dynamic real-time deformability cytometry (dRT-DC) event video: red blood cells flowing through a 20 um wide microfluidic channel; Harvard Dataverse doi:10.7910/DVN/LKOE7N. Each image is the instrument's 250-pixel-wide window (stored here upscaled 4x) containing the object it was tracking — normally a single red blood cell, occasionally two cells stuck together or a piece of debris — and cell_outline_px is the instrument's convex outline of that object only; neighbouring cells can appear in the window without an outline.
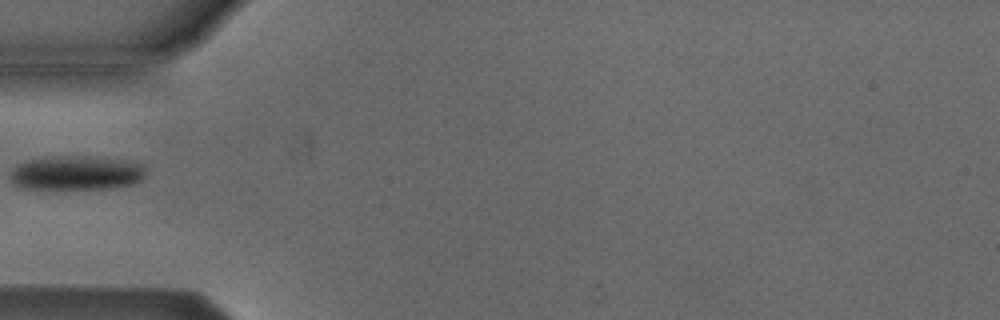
{"species": "Egyptian fruit bat (a non-hibernating species)", "species_latin": "Rousettus aegyptiacus", "temperature_condition": "cold", "stored_images_in_passage": 37, "camera_frame_rate_fps": 3000, "um_per_image_px": 0.085, "animal": {"sex": "male"}, "frame": {"image": 1, "passage_image": 1, "time_ms": 0.0, "image_size_px": [1000, 320], "cell_outline_px": [[144, 176], [140, 180], [132, 184], [108, 188], [24, 188], [16, 184], [12, 180], [12, 172], [16, 164], [28, 160], [56, 156], [88, 156], [120, 160], [140, 164], [144, 168]], "centroid_in_image_um": [6.48, 14.69], "position_along_channel_um": 78.5, "area_um2": 26.36}}
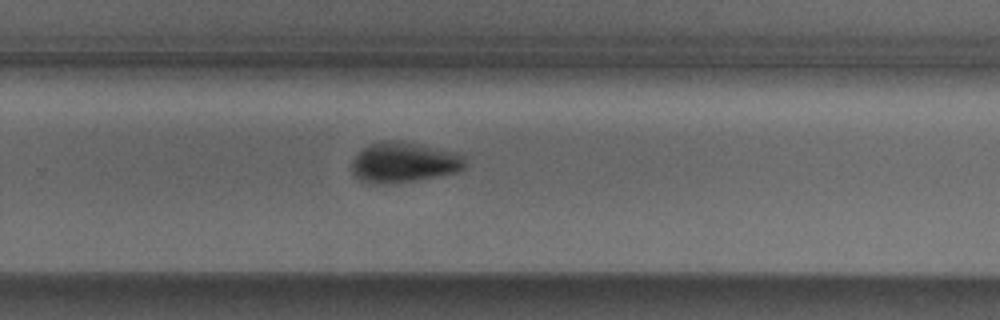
{"frame": {"image": 2, "passage_image": 18, "time_ms": 5.667, "image_size_px": [1000, 320], "cell_outline_px": [[464, 168], [456, 172], [412, 180], [360, 180], [352, 172], [352, 160], [360, 148], [368, 144], [380, 140], [400, 140], [460, 152], [464, 156]], "centroid_in_image_um": [34.35, 13.7], "position_along_channel_um": 295.5, "area_um2": 25.95}}
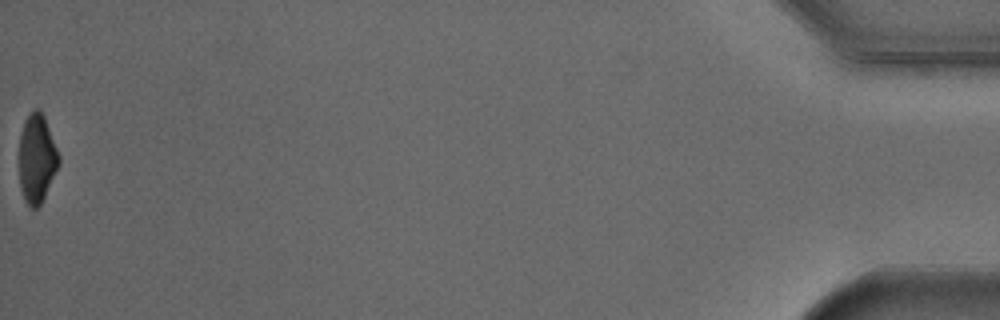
{"frame": {"image": 3, "passage_image": 37, "time_ms": 12.0, "image_size_px": [1000, 320], "cell_outline_px": [[60, 164], [40, 204], [36, 208], [28, 208], [24, 200], [20, 188], [20, 136], [24, 120], [32, 108], [40, 108], [44, 116], [60, 156]], "centroid_in_image_um": [3.13, 13.45], "position_along_channel_um": 432.1, "area_um2": 20.58}}